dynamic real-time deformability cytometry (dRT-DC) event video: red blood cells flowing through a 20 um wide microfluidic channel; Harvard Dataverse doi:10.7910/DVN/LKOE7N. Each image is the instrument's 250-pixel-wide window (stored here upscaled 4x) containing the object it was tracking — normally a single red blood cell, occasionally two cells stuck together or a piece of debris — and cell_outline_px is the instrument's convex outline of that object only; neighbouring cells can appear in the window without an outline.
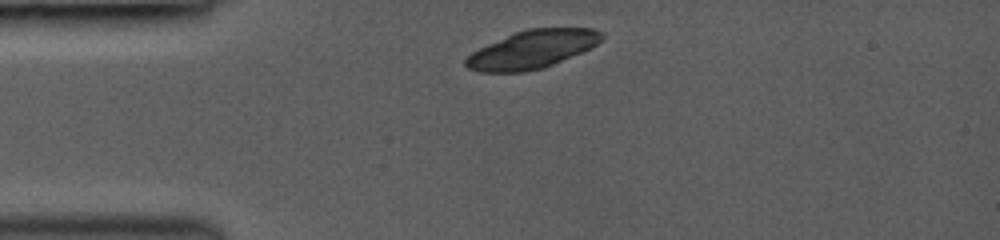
{"species": "common noctule bat (a hibernating species)", "species_latin": "Nyctalus noctula", "temperature_condition": "room temperature", "stored_images_in_passage": 5, "camera_frame_rate_fps": 3000, "um_per_image_px": 0.085, "animal": {"sex": "female", "body_mass_g": 19.0, "forearm_length_mm": 53.3}, "frame": {"image": 1, "passage_image": 1, "time_ms": 0.0, "image_size_px": [1000, 240], "cell_outline_px": [[604, 36], [596, 44], [580, 52], [544, 68], [524, 72], [480, 72], [468, 68], [464, 64], [464, 56], [488, 44], [516, 32], [528, 28], [592, 28], [604, 32]], "centroid_in_image_um": [45.21, 4.2], "position_along_channel_um": 39.8, "area_um2": 29.94}}